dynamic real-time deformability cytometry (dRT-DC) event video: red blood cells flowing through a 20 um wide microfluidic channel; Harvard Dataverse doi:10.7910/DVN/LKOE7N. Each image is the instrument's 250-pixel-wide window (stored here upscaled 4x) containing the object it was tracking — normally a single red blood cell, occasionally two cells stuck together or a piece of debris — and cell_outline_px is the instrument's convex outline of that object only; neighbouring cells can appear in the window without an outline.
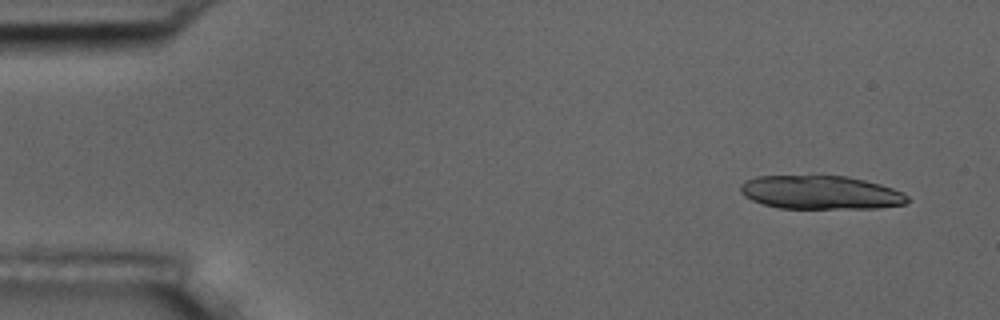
{"species": "common noctule bat (a hibernating species)", "species_latin": "Nyctalus noctula", "temperature_condition": "room temperature", "stored_images_in_passage": 5, "camera_frame_rate_fps": 3000, "um_per_image_px": 0.085, "animal": {"sex": "male", "body_mass_g": 17.5, "forearm_length_mm": 52.3}, "frame": {"image": 1, "passage_image": 2, "time_ms": 1.0, "image_size_px": [1000, 320], "cell_outline_px": [[908, 200], [904, 204], [876, 208], [780, 208], [764, 204], [752, 200], [744, 196], [740, 192], [740, 184], [744, 180], [756, 176], [848, 176], [880, 184], [892, 188], [908, 196]], "centroid_in_image_um": [69.7, 16.35], "position_along_channel_um": 15.3, "area_um2": 32.54}}